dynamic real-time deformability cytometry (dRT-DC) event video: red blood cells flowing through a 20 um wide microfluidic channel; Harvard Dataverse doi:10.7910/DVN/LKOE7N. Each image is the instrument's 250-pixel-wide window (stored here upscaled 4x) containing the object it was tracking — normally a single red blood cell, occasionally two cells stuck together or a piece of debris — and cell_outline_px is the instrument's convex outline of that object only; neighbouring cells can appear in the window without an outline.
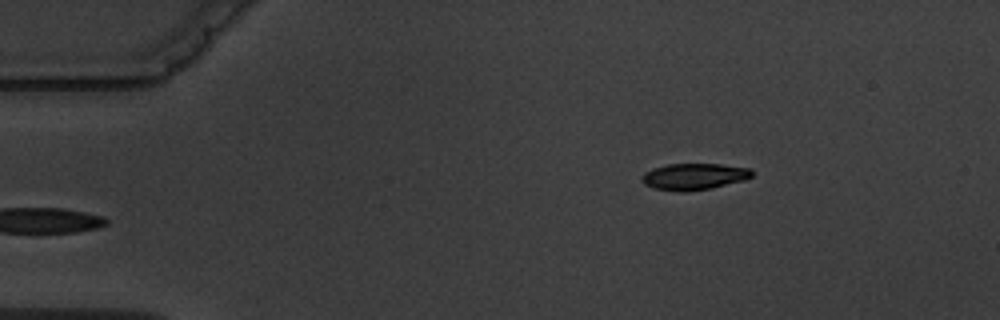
{"species": "common noctule bat (a hibernating species)", "species_latin": "Nyctalus noctula", "temperature_condition": "warm", "stored_images_in_passage": 3, "camera_frame_rate_fps": 3000, "um_per_image_px": 0.085, "animal": {"sex": "male", "body_mass_g": 19.5, "forearm_length_mm": 54.6}, "frame": {"image": 1, "passage_image": 3, "time_ms": 2.333, "image_size_px": [1000, 320], "cell_outline_px": [[752, 176], [744, 180], [712, 188], [688, 192], [676, 192], [652, 188], [644, 184], [640, 180], [640, 176], [644, 172], [652, 168], [668, 164], [720, 164], [748, 168], [752, 172]], "centroid_in_image_um": [58.92, 15.02], "position_along_channel_um": 26.1, "area_um2": 17.22}}